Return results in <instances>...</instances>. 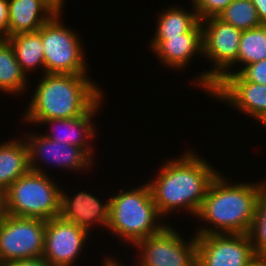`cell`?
Instances as JSON below:
<instances>
[{"mask_svg": "<svg viewBox=\"0 0 266 266\" xmlns=\"http://www.w3.org/2000/svg\"><path fill=\"white\" fill-rule=\"evenodd\" d=\"M102 99H104L103 96L82 116L69 119L43 120L40 124H47L51 126L49 133H44L43 135L59 143L80 147L84 149L93 159L96 158L93 156L95 153L92 149L93 147H91L92 145H90V142L97 134L95 131L97 129H95L96 126L94 125L95 123L93 120L95 114H97L96 112L99 111L101 104L103 103ZM58 127L62 129H60V131L63 133L60 131L56 133L57 131L55 128Z\"/></svg>", "mask_w": 266, "mask_h": 266, "instance_id": "obj_15", "label": "cell"}, {"mask_svg": "<svg viewBox=\"0 0 266 266\" xmlns=\"http://www.w3.org/2000/svg\"><path fill=\"white\" fill-rule=\"evenodd\" d=\"M118 192L110 196L107 230L112 231L122 242L134 246L167 225L153 201L148 183L128 191L120 189Z\"/></svg>", "mask_w": 266, "mask_h": 266, "instance_id": "obj_4", "label": "cell"}, {"mask_svg": "<svg viewBox=\"0 0 266 266\" xmlns=\"http://www.w3.org/2000/svg\"><path fill=\"white\" fill-rule=\"evenodd\" d=\"M18 139L13 138L0 143V190L2 191L30 170L28 146L22 136Z\"/></svg>", "mask_w": 266, "mask_h": 266, "instance_id": "obj_18", "label": "cell"}, {"mask_svg": "<svg viewBox=\"0 0 266 266\" xmlns=\"http://www.w3.org/2000/svg\"><path fill=\"white\" fill-rule=\"evenodd\" d=\"M233 0H192L200 21L218 17Z\"/></svg>", "mask_w": 266, "mask_h": 266, "instance_id": "obj_25", "label": "cell"}, {"mask_svg": "<svg viewBox=\"0 0 266 266\" xmlns=\"http://www.w3.org/2000/svg\"><path fill=\"white\" fill-rule=\"evenodd\" d=\"M59 11L64 10L65 0H49ZM64 1V2H63Z\"/></svg>", "mask_w": 266, "mask_h": 266, "instance_id": "obj_33", "label": "cell"}, {"mask_svg": "<svg viewBox=\"0 0 266 266\" xmlns=\"http://www.w3.org/2000/svg\"><path fill=\"white\" fill-rule=\"evenodd\" d=\"M59 217L76 224L89 234L94 226L107 228L110 218V198L103 203L97 196L86 191H79L72 197L61 190Z\"/></svg>", "mask_w": 266, "mask_h": 266, "instance_id": "obj_14", "label": "cell"}, {"mask_svg": "<svg viewBox=\"0 0 266 266\" xmlns=\"http://www.w3.org/2000/svg\"><path fill=\"white\" fill-rule=\"evenodd\" d=\"M191 3L192 11L175 5V7H168L164 12H160L156 22V32L151 40H167L169 37L192 31L201 21L192 1Z\"/></svg>", "mask_w": 266, "mask_h": 266, "instance_id": "obj_19", "label": "cell"}, {"mask_svg": "<svg viewBox=\"0 0 266 266\" xmlns=\"http://www.w3.org/2000/svg\"><path fill=\"white\" fill-rule=\"evenodd\" d=\"M265 187L266 181L233 184L219 172L211 182L196 215L206 224L194 234H248L258 197Z\"/></svg>", "mask_w": 266, "mask_h": 266, "instance_id": "obj_2", "label": "cell"}, {"mask_svg": "<svg viewBox=\"0 0 266 266\" xmlns=\"http://www.w3.org/2000/svg\"><path fill=\"white\" fill-rule=\"evenodd\" d=\"M149 48L163 65L175 70L183 69L192 58L203 54L201 22L189 33L169 37L167 40H151Z\"/></svg>", "mask_w": 266, "mask_h": 266, "instance_id": "obj_16", "label": "cell"}, {"mask_svg": "<svg viewBox=\"0 0 266 266\" xmlns=\"http://www.w3.org/2000/svg\"><path fill=\"white\" fill-rule=\"evenodd\" d=\"M62 12L58 11L39 29L43 42L45 73L88 75L84 44L79 39L80 36L74 33V29L62 24Z\"/></svg>", "mask_w": 266, "mask_h": 266, "instance_id": "obj_7", "label": "cell"}, {"mask_svg": "<svg viewBox=\"0 0 266 266\" xmlns=\"http://www.w3.org/2000/svg\"><path fill=\"white\" fill-rule=\"evenodd\" d=\"M197 266H249L259 256L248 234L196 235Z\"/></svg>", "mask_w": 266, "mask_h": 266, "instance_id": "obj_10", "label": "cell"}, {"mask_svg": "<svg viewBox=\"0 0 266 266\" xmlns=\"http://www.w3.org/2000/svg\"><path fill=\"white\" fill-rule=\"evenodd\" d=\"M266 58V25L243 31L238 58L235 62L249 65Z\"/></svg>", "mask_w": 266, "mask_h": 266, "instance_id": "obj_22", "label": "cell"}, {"mask_svg": "<svg viewBox=\"0 0 266 266\" xmlns=\"http://www.w3.org/2000/svg\"><path fill=\"white\" fill-rule=\"evenodd\" d=\"M22 114L28 124L84 115L102 96L100 86L87 75L42 74Z\"/></svg>", "mask_w": 266, "mask_h": 266, "instance_id": "obj_3", "label": "cell"}, {"mask_svg": "<svg viewBox=\"0 0 266 266\" xmlns=\"http://www.w3.org/2000/svg\"><path fill=\"white\" fill-rule=\"evenodd\" d=\"M249 266H266V257H258Z\"/></svg>", "mask_w": 266, "mask_h": 266, "instance_id": "obj_32", "label": "cell"}, {"mask_svg": "<svg viewBox=\"0 0 266 266\" xmlns=\"http://www.w3.org/2000/svg\"><path fill=\"white\" fill-rule=\"evenodd\" d=\"M257 10L261 25H266V0H251Z\"/></svg>", "mask_w": 266, "mask_h": 266, "instance_id": "obj_29", "label": "cell"}, {"mask_svg": "<svg viewBox=\"0 0 266 266\" xmlns=\"http://www.w3.org/2000/svg\"><path fill=\"white\" fill-rule=\"evenodd\" d=\"M234 73H238L246 81L266 85V58L262 61L241 66Z\"/></svg>", "mask_w": 266, "mask_h": 266, "instance_id": "obj_26", "label": "cell"}, {"mask_svg": "<svg viewBox=\"0 0 266 266\" xmlns=\"http://www.w3.org/2000/svg\"><path fill=\"white\" fill-rule=\"evenodd\" d=\"M8 0H0V38L8 37Z\"/></svg>", "mask_w": 266, "mask_h": 266, "instance_id": "obj_27", "label": "cell"}, {"mask_svg": "<svg viewBox=\"0 0 266 266\" xmlns=\"http://www.w3.org/2000/svg\"><path fill=\"white\" fill-rule=\"evenodd\" d=\"M243 114L262 123L266 119V85L244 80L238 73L228 75L211 93Z\"/></svg>", "mask_w": 266, "mask_h": 266, "instance_id": "obj_13", "label": "cell"}, {"mask_svg": "<svg viewBox=\"0 0 266 266\" xmlns=\"http://www.w3.org/2000/svg\"><path fill=\"white\" fill-rule=\"evenodd\" d=\"M46 173L29 170L5 191L6 214L50 220L59 217L61 190Z\"/></svg>", "mask_w": 266, "mask_h": 266, "instance_id": "obj_5", "label": "cell"}, {"mask_svg": "<svg viewBox=\"0 0 266 266\" xmlns=\"http://www.w3.org/2000/svg\"><path fill=\"white\" fill-rule=\"evenodd\" d=\"M194 152L184 150L176 160L163 162L157 177L147 181L163 218L180 209L196 218L208 188L219 172Z\"/></svg>", "mask_w": 266, "mask_h": 266, "instance_id": "obj_1", "label": "cell"}, {"mask_svg": "<svg viewBox=\"0 0 266 266\" xmlns=\"http://www.w3.org/2000/svg\"><path fill=\"white\" fill-rule=\"evenodd\" d=\"M102 260H103L102 266H123V264L122 263L120 264L119 260L116 261L114 257L113 258L112 257H110V258L106 257Z\"/></svg>", "mask_w": 266, "mask_h": 266, "instance_id": "obj_31", "label": "cell"}, {"mask_svg": "<svg viewBox=\"0 0 266 266\" xmlns=\"http://www.w3.org/2000/svg\"><path fill=\"white\" fill-rule=\"evenodd\" d=\"M27 77L16 60L15 52L9 41L0 38V91L10 95H19L28 87Z\"/></svg>", "mask_w": 266, "mask_h": 266, "instance_id": "obj_21", "label": "cell"}, {"mask_svg": "<svg viewBox=\"0 0 266 266\" xmlns=\"http://www.w3.org/2000/svg\"><path fill=\"white\" fill-rule=\"evenodd\" d=\"M179 234L167 223L158 233L137 242L134 248L141 255L135 266H197L196 235L185 241Z\"/></svg>", "mask_w": 266, "mask_h": 266, "instance_id": "obj_9", "label": "cell"}, {"mask_svg": "<svg viewBox=\"0 0 266 266\" xmlns=\"http://www.w3.org/2000/svg\"><path fill=\"white\" fill-rule=\"evenodd\" d=\"M203 54L213 62L212 69L203 71L194 82L210 94L228 75L233 74L232 66L238 58L240 39L243 31L218 17L201 21ZM231 69V70H230ZM206 89V90H205Z\"/></svg>", "mask_w": 266, "mask_h": 266, "instance_id": "obj_6", "label": "cell"}, {"mask_svg": "<svg viewBox=\"0 0 266 266\" xmlns=\"http://www.w3.org/2000/svg\"><path fill=\"white\" fill-rule=\"evenodd\" d=\"M263 125H265L264 127H266V119L262 122Z\"/></svg>", "mask_w": 266, "mask_h": 266, "instance_id": "obj_34", "label": "cell"}, {"mask_svg": "<svg viewBox=\"0 0 266 266\" xmlns=\"http://www.w3.org/2000/svg\"><path fill=\"white\" fill-rule=\"evenodd\" d=\"M8 37L38 31L59 10L49 0H8Z\"/></svg>", "mask_w": 266, "mask_h": 266, "instance_id": "obj_17", "label": "cell"}, {"mask_svg": "<svg viewBox=\"0 0 266 266\" xmlns=\"http://www.w3.org/2000/svg\"><path fill=\"white\" fill-rule=\"evenodd\" d=\"M46 220L6 214L0 221V266L43 256Z\"/></svg>", "mask_w": 266, "mask_h": 266, "instance_id": "obj_8", "label": "cell"}, {"mask_svg": "<svg viewBox=\"0 0 266 266\" xmlns=\"http://www.w3.org/2000/svg\"><path fill=\"white\" fill-rule=\"evenodd\" d=\"M5 199H4V191L0 190V221L5 217Z\"/></svg>", "mask_w": 266, "mask_h": 266, "instance_id": "obj_30", "label": "cell"}, {"mask_svg": "<svg viewBox=\"0 0 266 266\" xmlns=\"http://www.w3.org/2000/svg\"><path fill=\"white\" fill-rule=\"evenodd\" d=\"M223 22L241 31L261 25L257 10L251 0H233L218 16Z\"/></svg>", "mask_w": 266, "mask_h": 266, "instance_id": "obj_23", "label": "cell"}, {"mask_svg": "<svg viewBox=\"0 0 266 266\" xmlns=\"http://www.w3.org/2000/svg\"><path fill=\"white\" fill-rule=\"evenodd\" d=\"M25 141L28 146L29 168L31 171L46 173L41 162L49 163L54 167L65 168V170H72L76 173L85 169L93 168V159L84 149L70 145L63 144L51 140L41 134H32L27 132ZM38 161V162H37Z\"/></svg>", "mask_w": 266, "mask_h": 266, "instance_id": "obj_11", "label": "cell"}, {"mask_svg": "<svg viewBox=\"0 0 266 266\" xmlns=\"http://www.w3.org/2000/svg\"><path fill=\"white\" fill-rule=\"evenodd\" d=\"M6 39L13 47L16 60L26 75L28 74L27 72H33L38 67L43 69V74L45 73L43 42L39 30L17 34Z\"/></svg>", "mask_w": 266, "mask_h": 266, "instance_id": "obj_20", "label": "cell"}, {"mask_svg": "<svg viewBox=\"0 0 266 266\" xmlns=\"http://www.w3.org/2000/svg\"><path fill=\"white\" fill-rule=\"evenodd\" d=\"M2 266H51L44 256L14 260Z\"/></svg>", "mask_w": 266, "mask_h": 266, "instance_id": "obj_28", "label": "cell"}, {"mask_svg": "<svg viewBox=\"0 0 266 266\" xmlns=\"http://www.w3.org/2000/svg\"><path fill=\"white\" fill-rule=\"evenodd\" d=\"M255 253L266 257V187L258 197L254 220L248 232Z\"/></svg>", "mask_w": 266, "mask_h": 266, "instance_id": "obj_24", "label": "cell"}, {"mask_svg": "<svg viewBox=\"0 0 266 266\" xmlns=\"http://www.w3.org/2000/svg\"><path fill=\"white\" fill-rule=\"evenodd\" d=\"M88 237L86 230L60 217L46 220L43 256L51 266H73Z\"/></svg>", "mask_w": 266, "mask_h": 266, "instance_id": "obj_12", "label": "cell"}]
</instances>
